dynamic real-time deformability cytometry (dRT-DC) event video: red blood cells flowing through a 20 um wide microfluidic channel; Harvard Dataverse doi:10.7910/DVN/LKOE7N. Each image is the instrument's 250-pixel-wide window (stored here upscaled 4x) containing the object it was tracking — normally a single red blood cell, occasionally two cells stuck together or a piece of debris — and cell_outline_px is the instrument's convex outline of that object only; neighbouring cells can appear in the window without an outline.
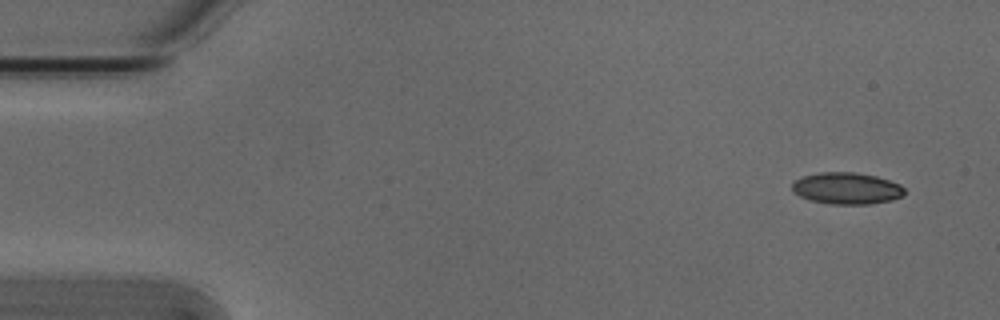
{"species": "Egyptian fruit bat (a non-hibernating species)", "species_latin": "Rousettus aegyptiacus", "temperature_condition": "cold", "stored_images_in_passage": 5, "segment_of_instrument_passage": [1, 2], "camera_frame_rate_fps": 3000, "um_per_image_px": 0.085, "animal": {"sex": "male"}, "frame": {"image": 1, "passage_image": 1, "time_ms": 0.0, "image_size_px": [1000, 320], "cell_outline_px": [[904, 196], [892, 200], [872, 204], [832, 204], [812, 200], [800, 196], [792, 192], [792, 184], [796, 180], [804, 176], [820, 172], [856, 172], [876, 176], [900, 184], [904, 188]], "centroid_in_image_um": [71.99, 16.01], "position_along_channel_um": 13.0, "area_um2": 20.75}}
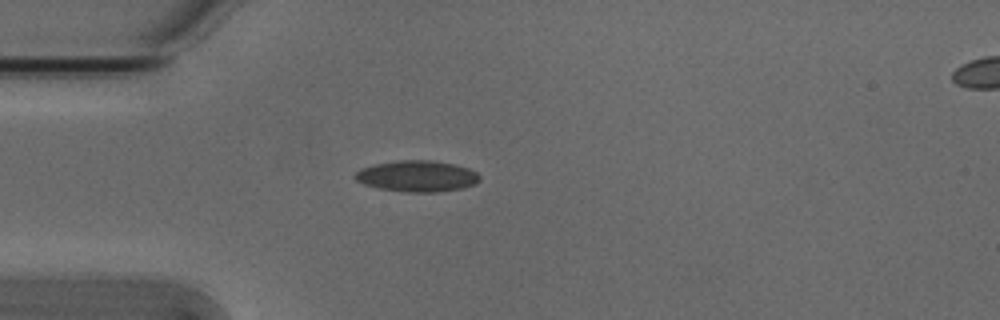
{"frame": {"image": 2, "passage_image": 4, "time_ms": 1.0, "image_size_px": [1000, 320], "cell_outline_px": [[480, 180], [472, 184], [460, 188], [436, 192], [408, 192], [380, 188], [364, 184], [356, 180], [352, 176], [360, 168], [376, 164], [396, 160], [432, 160], [456, 164], [468, 168], [476, 172], [480, 176]], "centroid_in_image_um": [35.43, 14.96], "position_along_channel_um": 49.6, "area_um2": 22.54}}